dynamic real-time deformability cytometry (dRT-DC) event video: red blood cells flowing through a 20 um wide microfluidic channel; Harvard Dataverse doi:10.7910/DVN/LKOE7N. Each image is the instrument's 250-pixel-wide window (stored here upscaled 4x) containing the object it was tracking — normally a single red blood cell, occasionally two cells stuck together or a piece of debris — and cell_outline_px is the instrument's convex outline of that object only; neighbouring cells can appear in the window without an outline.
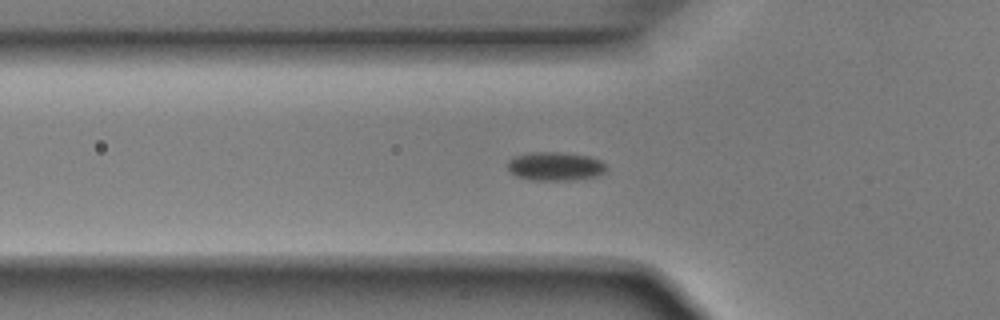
{"species": "Egyptian fruit bat (a non-hibernating species)", "species_latin": "Rousettus aegyptiacus", "temperature_condition": "room temperature", "stored_images_in_passage": 53, "camera_frame_rate_fps": 3000, "um_per_image_px": 0.085, "animal": {"sex": "male"}, "frame": {"image": 1, "passage_image": 18, "time_ms": 5.667, "image_size_px": [1000, 320], "cell_outline_px": [[608, 168], [604, 172], [596, 176], [572, 180], [532, 180], [516, 176], [508, 168], [508, 160], [516, 156], [532, 152], [560, 152], [592, 156], [600, 160]], "centroid_in_image_um": [47.22, 14.13], "position_along_channel_um": 78.6, "area_um2": 16.47}}
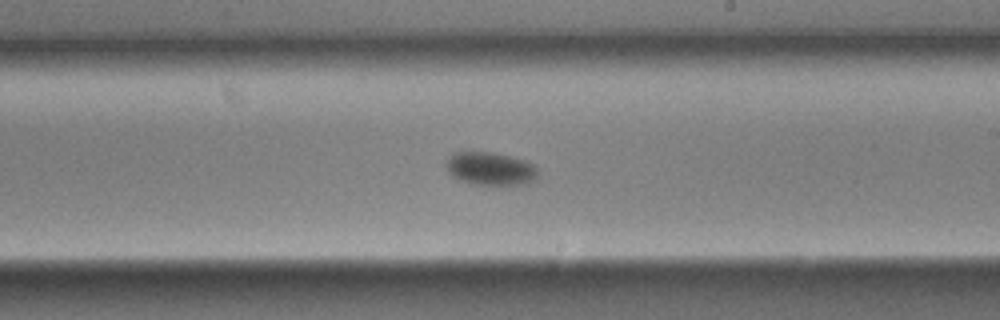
{"frame": {"image": 2, "passage_image": 31, "time_ms": 10.0, "image_size_px": [1000, 320], "cell_outline_px": [[536, 180], [528, 184], [472, 184], [460, 180], [452, 176], [448, 172], [448, 156], [460, 148], [492, 152], [524, 160], [532, 164], [536, 168]], "centroid_in_image_um": [41.62, 14.29], "position_along_channel_um": 247.4, "area_um2": 17.98}}
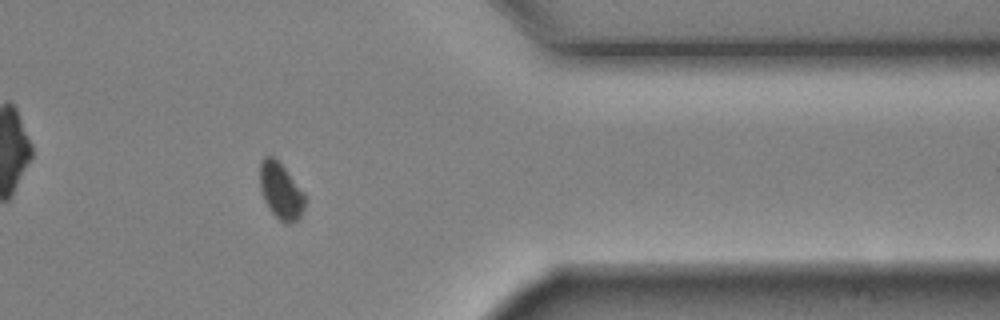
{"frame": {"image": 3, "passage_image": 43, "time_ms": 14.0, "image_size_px": [1000, 320], "cell_outline_px": [[308, 200], [300, 220], [288, 224], [280, 220], [268, 208], [264, 200], [260, 188], [260, 160], [264, 156], [272, 156], [284, 168], [308, 196]], "centroid_in_image_um": [23.92, 16.27], "position_along_channel_um": 387.5, "area_um2": 15.09}}